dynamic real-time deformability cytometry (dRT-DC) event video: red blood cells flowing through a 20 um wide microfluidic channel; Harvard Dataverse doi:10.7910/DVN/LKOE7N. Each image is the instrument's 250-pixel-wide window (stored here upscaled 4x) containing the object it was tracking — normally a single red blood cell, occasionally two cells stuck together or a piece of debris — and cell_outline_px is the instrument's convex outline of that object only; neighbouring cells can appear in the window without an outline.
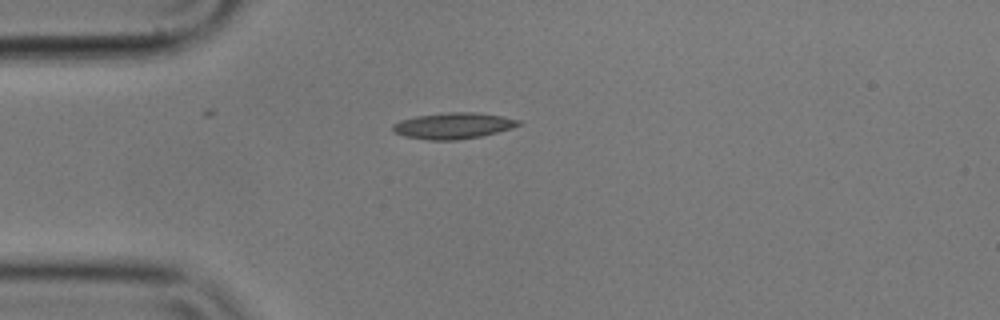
{"species": "common noctule bat (a hibernating species)", "species_latin": "Nyctalus noctula", "temperature_condition": "cold", "stored_images_in_passage": 1, "camera_frame_rate_fps": 3000, "um_per_image_px": 0.085, "animal": {"sex": "male", "body_mass_g": 17.9}, "frame": {"image": 1, "passage_image": 1, "time_ms": 0.0, "image_size_px": [1000, 320], "cell_outline_px": [[524, 124], [512, 128], [480, 136], [456, 140], [428, 140], [404, 136], [392, 132], [392, 124], [400, 120], [416, 116], [448, 112], [472, 112], [504, 116], [520, 120]], "centroid_in_image_um": [38.52, 10.68], "position_along_channel_um": 46.5, "area_um2": 19.25}}